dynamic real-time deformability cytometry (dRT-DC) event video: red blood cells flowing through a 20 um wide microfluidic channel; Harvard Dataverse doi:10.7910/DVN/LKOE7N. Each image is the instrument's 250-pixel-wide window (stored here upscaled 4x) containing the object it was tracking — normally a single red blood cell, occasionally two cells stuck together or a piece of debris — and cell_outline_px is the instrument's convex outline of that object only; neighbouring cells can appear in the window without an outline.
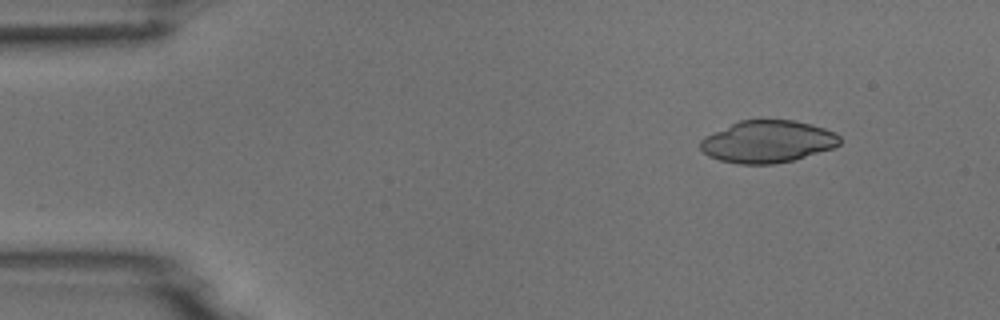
{"species": "common noctule bat (a hibernating species)", "species_latin": "Nyctalus noctula", "temperature_condition": "room temperature", "stored_images_in_passage": 4, "camera_frame_rate_fps": 3000, "um_per_image_px": 0.085, "animal": {"sex": "male", "body_mass_g": 18.8}, "frame": {"image": 1, "passage_image": 2, "time_ms": 1.333, "image_size_px": [1000, 320], "cell_outline_px": [[840, 144], [832, 148], [792, 160], [772, 164], [740, 164], [720, 160], [708, 156], [700, 148], [700, 140], [704, 136], [712, 132], [740, 120], [760, 116], [796, 120], [812, 124], [836, 132], [840, 136]], "centroid_in_image_um": [65.23, 11.98], "position_along_channel_um": 19.8, "area_um2": 35.03}}